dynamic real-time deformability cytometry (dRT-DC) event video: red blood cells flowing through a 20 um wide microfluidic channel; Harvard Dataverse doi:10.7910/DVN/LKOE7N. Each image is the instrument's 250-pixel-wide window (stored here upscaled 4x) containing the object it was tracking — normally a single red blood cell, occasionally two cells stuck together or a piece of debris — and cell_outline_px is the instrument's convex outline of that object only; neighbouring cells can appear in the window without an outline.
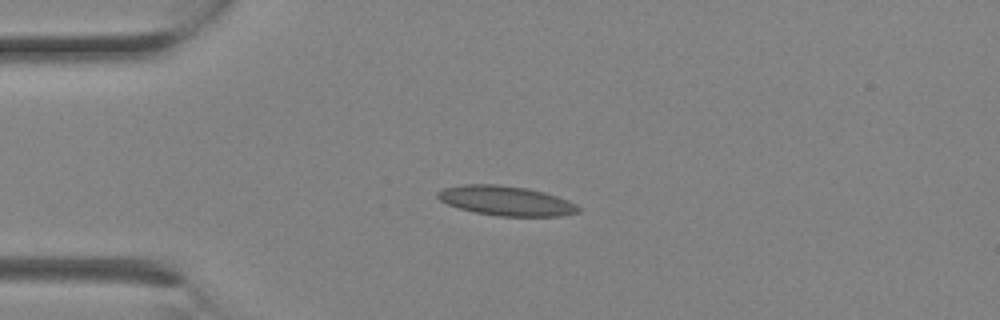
{"species": "Egyptian fruit bat (a non-hibernating species)", "species_latin": "Rousettus aegyptiacus", "temperature_condition": "room temperature", "stored_images_in_passage": 1, "camera_frame_rate_fps": 3000, "um_per_image_px": 0.085, "animal": {"sex": "female"}, "frame": {"image": 1, "passage_image": 1, "time_ms": 0.0, "image_size_px": [1000, 320], "cell_outline_px": [[580, 212], [560, 216], [500, 216], [476, 212], [460, 208], [448, 204], [440, 200], [436, 196], [436, 192], [444, 188], [460, 184], [496, 184], [528, 188], [544, 192], [568, 200], [576, 204], [580, 208]], "centroid_in_image_um": [43.01, 17.06], "position_along_channel_um": 42.0, "area_um2": 24.28}}